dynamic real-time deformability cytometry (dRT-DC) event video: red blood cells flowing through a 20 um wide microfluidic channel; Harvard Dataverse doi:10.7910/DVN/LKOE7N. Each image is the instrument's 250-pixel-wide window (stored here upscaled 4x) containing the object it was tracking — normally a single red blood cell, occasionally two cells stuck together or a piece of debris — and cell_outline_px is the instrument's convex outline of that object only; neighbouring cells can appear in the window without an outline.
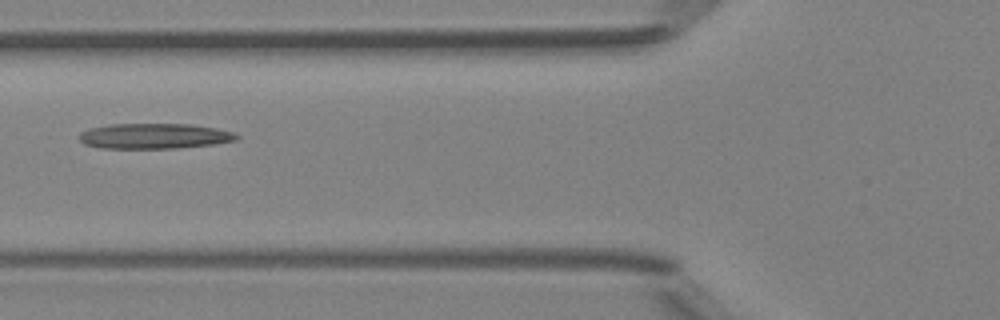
{"species": "Egyptian fruit bat (a non-hibernating species)", "species_latin": "Rousettus aegyptiacus", "temperature_condition": "room temperature", "stored_images_in_passage": 5, "camera_frame_rate_fps": 3000, "um_per_image_px": 0.085, "animal": {"sex": "female"}, "frame": {"image": 1, "passage_image": 5, "time_ms": 4.333, "image_size_px": [1000, 320], "cell_outline_px": [[240, 136], [236, 140], [212, 144], [176, 148], [100, 148], [84, 144], [80, 140], [80, 132], [88, 128], [112, 124], [192, 124], [216, 128], [232, 132]], "centroid_in_image_um": [13.09, 11.56], "position_along_channel_um": 112.7, "area_um2": 23.18}}